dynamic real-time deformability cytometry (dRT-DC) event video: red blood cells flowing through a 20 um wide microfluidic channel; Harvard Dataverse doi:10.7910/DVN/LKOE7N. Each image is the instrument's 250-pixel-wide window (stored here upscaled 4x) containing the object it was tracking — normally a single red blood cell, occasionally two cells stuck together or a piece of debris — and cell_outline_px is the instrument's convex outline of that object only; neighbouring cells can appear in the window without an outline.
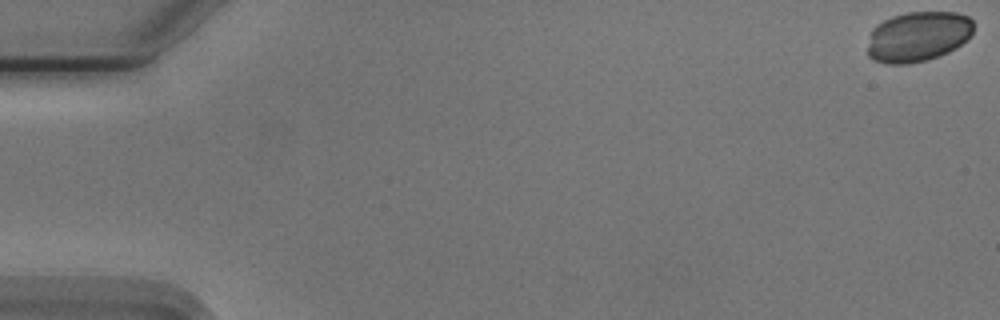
{"species": "Egyptian fruit bat (a non-hibernating species)", "species_latin": "Rousettus aegyptiacus", "temperature_condition": "cold", "stored_images_in_passage": 7, "camera_frame_rate_fps": 3000, "um_per_image_px": 0.085, "animal": {"sex": "male"}, "frame": {"image": 1, "passage_image": 1, "time_ms": 0.0, "image_size_px": [1000, 320], "cell_outline_px": [[972, 36], [956, 48], [948, 52], [924, 60], [908, 64], [888, 64], [876, 60], [868, 56], [868, 44], [872, 28], [876, 24], [892, 16], [908, 12], [956, 12], [968, 16], [972, 20]], "centroid_in_image_um": [78.02, 3.09], "position_along_channel_um": 7.0, "area_um2": 30.98}}